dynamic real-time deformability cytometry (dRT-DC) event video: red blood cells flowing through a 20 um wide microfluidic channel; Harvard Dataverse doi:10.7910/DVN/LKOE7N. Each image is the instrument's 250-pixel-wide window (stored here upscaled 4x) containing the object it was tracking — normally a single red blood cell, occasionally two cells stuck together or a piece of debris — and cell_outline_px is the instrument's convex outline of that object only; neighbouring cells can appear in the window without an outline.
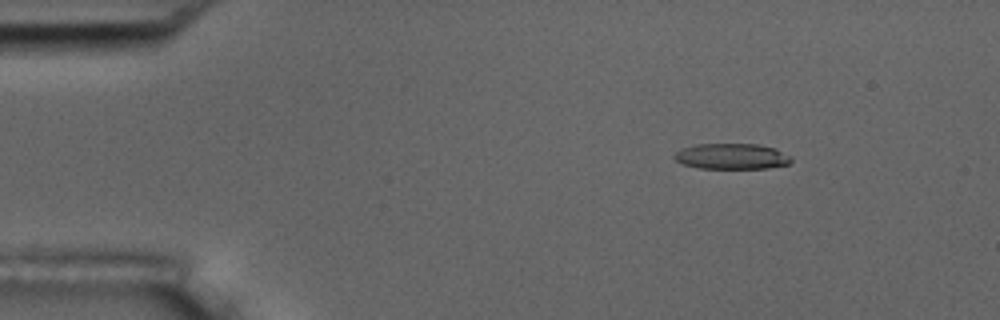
{"species": "common noctule bat (a hibernating species)", "species_latin": "Nyctalus noctula", "temperature_condition": "room temperature", "stored_images_in_passage": 4, "camera_frame_rate_fps": 3000, "um_per_image_px": 0.085, "animal": {"sex": "male", "body_mass_g": 17.5, "forearm_length_mm": 52.3}, "frame": {"image": 1, "passage_image": 1, "time_ms": 0.0, "image_size_px": [1000, 320], "cell_outline_px": [[792, 160], [788, 164], [768, 168], [700, 168], [684, 164], [676, 160], [672, 156], [680, 148], [696, 144], [760, 144], [776, 148], [792, 156]], "centroid_in_image_um": [62.22, 13.28], "position_along_channel_um": 22.8, "area_um2": 17.63}}
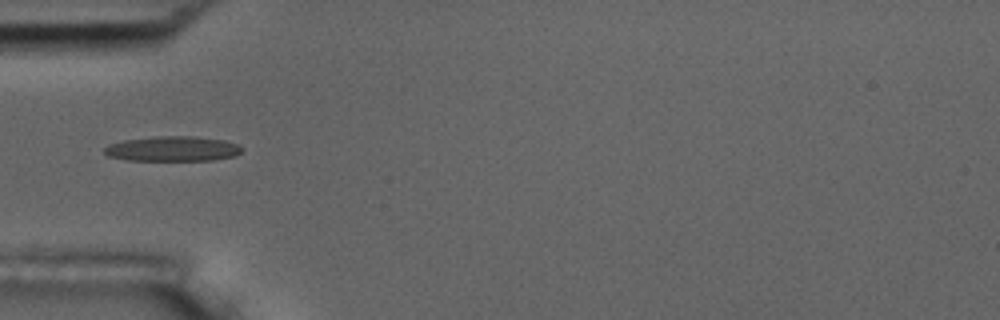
{"frame": {"image": 2, "passage_image": 4, "time_ms": 3.333, "image_size_px": [1000, 320], "cell_outline_px": [[244, 148], [236, 156], [212, 160], [128, 160], [108, 156], [104, 152], [104, 148], [108, 144], [124, 140], [156, 136], [192, 136], [224, 140], [236, 144]], "centroid_in_image_um": [14.67, 12.64], "position_along_channel_um": 70.3, "area_um2": 20.0}}